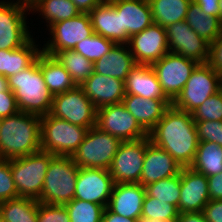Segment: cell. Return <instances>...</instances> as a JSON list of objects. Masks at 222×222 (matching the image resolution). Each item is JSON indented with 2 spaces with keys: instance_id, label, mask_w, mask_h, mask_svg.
Returning <instances> with one entry per match:
<instances>
[{
  "instance_id": "6da1fadb",
  "label": "cell",
  "mask_w": 222,
  "mask_h": 222,
  "mask_svg": "<svg viewBox=\"0 0 222 222\" xmlns=\"http://www.w3.org/2000/svg\"><path fill=\"white\" fill-rule=\"evenodd\" d=\"M148 136L154 145L166 150L183 168L193 163L199 140L191 113L171 105Z\"/></svg>"
},
{
  "instance_id": "7a4b0ae2",
  "label": "cell",
  "mask_w": 222,
  "mask_h": 222,
  "mask_svg": "<svg viewBox=\"0 0 222 222\" xmlns=\"http://www.w3.org/2000/svg\"><path fill=\"white\" fill-rule=\"evenodd\" d=\"M41 150V116L18 112L0 119V159H15Z\"/></svg>"
},
{
  "instance_id": "3957f363",
  "label": "cell",
  "mask_w": 222,
  "mask_h": 222,
  "mask_svg": "<svg viewBox=\"0 0 222 222\" xmlns=\"http://www.w3.org/2000/svg\"><path fill=\"white\" fill-rule=\"evenodd\" d=\"M8 87L16 97L20 112L44 116L49 114L53 94L47 88L36 61L16 75L8 77Z\"/></svg>"
},
{
  "instance_id": "277c9868",
  "label": "cell",
  "mask_w": 222,
  "mask_h": 222,
  "mask_svg": "<svg viewBox=\"0 0 222 222\" xmlns=\"http://www.w3.org/2000/svg\"><path fill=\"white\" fill-rule=\"evenodd\" d=\"M79 166L71 156L55 155L44 178L39 202L64 205L74 199Z\"/></svg>"
},
{
  "instance_id": "5b68a950",
  "label": "cell",
  "mask_w": 222,
  "mask_h": 222,
  "mask_svg": "<svg viewBox=\"0 0 222 222\" xmlns=\"http://www.w3.org/2000/svg\"><path fill=\"white\" fill-rule=\"evenodd\" d=\"M54 156L52 153L40 150L9 160L18 197L40 200L44 178Z\"/></svg>"
},
{
  "instance_id": "8992f818",
  "label": "cell",
  "mask_w": 222,
  "mask_h": 222,
  "mask_svg": "<svg viewBox=\"0 0 222 222\" xmlns=\"http://www.w3.org/2000/svg\"><path fill=\"white\" fill-rule=\"evenodd\" d=\"M88 129L51 116H41V150L57 156H72Z\"/></svg>"
},
{
  "instance_id": "52a82bcc",
  "label": "cell",
  "mask_w": 222,
  "mask_h": 222,
  "mask_svg": "<svg viewBox=\"0 0 222 222\" xmlns=\"http://www.w3.org/2000/svg\"><path fill=\"white\" fill-rule=\"evenodd\" d=\"M122 141L94 126L88 129L72 160L80 168L109 169Z\"/></svg>"
},
{
  "instance_id": "ba28073f",
  "label": "cell",
  "mask_w": 222,
  "mask_h": 222,
  "mask_svg": "<svg viewBox=\"0 0 222 222\" xmlns=\"http://www.w3.org/2000/svg\"><path fill=\"white\" fill-rule=\"evenodd\" d=\"M221 88V76L208 63L198 64L172 105L192 113Z\"/></svg>"
},
{
  "instance_id": "9c48e42d",
  "label": "cell",
  "mask_w": 222,
  "mask_h": 222,
  "mask_svg": "<svg viewBox=\"0 0 222 222\" xmlns=\"http://www.w3.org/2000/svg\"><path fill=\"white\" fill-rule=\"evenodd\" d=\"M49 114L87 129L96 126L97 109L80 86L54 95Z\"/></svg>"
},
{
  "instance_id": "30bf717a",
  "label": "cell",
  "mask_w": 222,
  "mask_h": 222,
  "mask_svg": "<svg viewBox=\"0 0 222 222\" xmlns=\"http://www.w3.org/2000/svg\"><path fill=\"white\" fill-rule=\"evenodd\" d=\"M199 63L168 52L152 64L165 96L173 102Z\"/></svg>"
},
{
  "instance_id": "8fae6325",
  "label": "cell",
  "mask_w": 222,
  "mask_h": 222,
  "mask_svg": "<svg viewBox=\"0 0 222 222\" xmlns=\"http://www.w3.org/2000/svg\"><path fill=\"white\" fill-rule=\"evenodd\" d=\"M26 11L30 8L14 0L0 1V50L19 49L32 38Z\"/></svg>"
},
{
  "instance_id": "7c38bea8",
  "label": "cell",
  "mask_w": 222,
  "mask_h": 222,
  "mask_svg": "<svg viewBox=\"0 0 222 222\" xmlns=\"http://www.w3.org/2000/svg\"><path fill=\"white\" fill-rule=\"evenodd\" d=\"M96 127L117 137L122 142L148 137V133L139 125L122 102L99 108Z\"/></svg>"
},
{
  "instance_id": "4fadbf2b",
  "label": "cell",
  "mask_w": 222,
  "mask_h": 222,
  "mask_svg": "<svg viewBox=\"0 0 222 222\" xmlns=\"http://www.w3.org/2000/svg\"><path fill=\"white\" fill-rule=\"evenodd\" d=\"M48 29L51 39L44 44L42 51L51 56L61 50H73L77 43L94 33L88 13L56 22Z\"/></svg>"
},
{
  "instance_id": "5bb4252c",
  "label": "cell",
  "mask_w": 222,
  "mask_h": 222,
  "mask_svg": "<svg viewBox=\"0 0 222 222\" xmlns=\"http://www.w3.org/2000/svg\"><path fill=\"white\" fill-rule=\"evenodd\" d=\"M145 153L146 137L122 142L108 169L114 183H140Z\"/></svg>"
},
{
  "instance_id": "9a60e30c",
  "label": "cell",
  "mask_w": 222,
  "mask_h": 222,
  "mask_svg": "<svg viewBox=\"0 0 222 222\" xmlns=\"http://www.w3.org/2000/svg\"><path fill=\"white\" fill-rule=\"evenodd\" d=\"M165 29L169 52L199 64L208 62L210 44L194 32L185 20L170 24Z\"/></svg>"
},
{
  "instance_id": "2e32d148",
  "label": "cell",
  "mask_w": 222,
  "mask_h": 222,
  "mask_svg": "<svg viewBox=\"0 0 222 222\" xmlns=\"http://www.w3.org/2000/svg\"><path fill=\"white\" fill-rule=\"evenodd\" d=\"M128 46L136 64L152 65L169 52L165 27L152 23L130 37Z\"/></svg>"
},
{
  "instance_id": "e0dca14e",
  "label": "cell",
  "mask_w": 222,
  "mask_h": 222,
  "mask_svg": "<svg viewBox=\"0 0 222 222\" xmlns=\"http://www.w3.org/2000/svg\"><path fill=\"white\" fill-rule=\"evenodd\" d=\"M114 181L107 169L80 168L74 199L108 206Z\"/></svg>"
},
{
  "instance_id": "ac0fdd59",
  "label": "cell",
  "mask_w": 222,
  "mask_h": 222,
  "mask_svg": "<svg viewBox=\"0 0 222 222\" xmlns=\"http://www.w3.org/2000/svg\"><path fill=\"white\" fill-rule=\"evenodd\" d=\"M180 185L178 212H202L210 201L207 177L191 167H185L180 172Z\"/></svg>"
},
{
  "instance_id": "d6986e66",
  "label": "cell",
  "mask_w": 222,
  "mask_h": 222,
  "mask_svg": "<svg viewBox=\"0 0 222 222\" xmlns=\"http://www.w3.org/2000/svg\"><path fill=\"white\" fill-rule=\"evenodd\" d=\"M121 14L122 44H128L132 35L149 27L153 22L149 0H108Z\"/></svg>"
},
{
  "instance_id": "ffe728a7",
  "label": "cell",
  "mask_w": 222,
  "mask_h": 222,
  "mask_svg": "<svg viewBox=\"0 0 222 222\" xmlns=\"http://www.w3.org/2000/svg\"><path fill=\"white\" fill-rule=\"evenodd\" d=\"M182 168L166 150L154 145L149 136L146 137V153L140 178L142 186L179 175Z\"/></svg>"
},
{
  "instance_id": "44dd1931",
  "label": "cell",
  "mask_w": 222,
  "mask_h": 222,
  "mask_svg": "<svg viewBox=\"0 0 222 222\" xmlns=\"http://www.w3.org/2000/svg\"><path fill=\"white\" fill-rule=\"evenodd\" d=\"M80 87L97 110L104 106L121 103L125 97V84L123 80L95 72Z\"/></svg>"
},
{
  "instance_id": "7402d4cb",
  "label": "cell",
  "mask_w": 222,
  "mask_h": 222,
  "mask_svg": "<svg viewBox=\"0 0 222 222\" xmlns=\"http://www.w3.org/2000/svg\"><path fill=\"white\" fill-rule=\"evenodd\" d=\"M145 187L140 183H116L107 208L114 214L138 219L142 213Z\"/></svg>"
},
{
  "instance_id": "603a6c76",
  "label": "cell",
  "mask_w": 222,
  "mask_h": 222,
  "mask_svg": "<svg viewBox=\"0 0 222 222\" xmlns=\"http://www.w3.org/2000/svg\"><path fill=\"white\" fill-rule=\"evenodd\" d=\"M122 103L139 125L149 133L172 105L169 99H149L125 94Z\"/></svg>"
},
{
  "instance_id": "cb8c5ba5",
  "label": "cell",
  "mask_w": 222,
  "mask_h": 222,
  "mask_svg": "<svg viewBox=\"0 0 222 222\" xmlns=\"http://www.w3.org/2000/svg\"><path fill=\"white\" fill-rule=\"evenodd\" d=\"M125 94L138 95L149 99H168L152 65L137 64L127 75Z\"/></svg>"
},
{
  "instance_id": "d4e9b609",
  "label": "cell",
  "mask_w": 222,
  "mask_h": 222,
  "mask_svg": "<svg viewBox=\"0 0 222 222\" xmlns=\"http://www.w3.org/2000/svg\"><path fill=\"white\" fill-rule=\"evenodd\" d=\"M136 65L128 44H114L106 55L94 62V72L125 81Z\"/></svg>"
},
{
  "instance_id": "484cf974",
  "label": "cell",
  "mask_w": 222,
  "mask_h": 222,
  "mask_svg": "<svg viewBox=\"0 0 222 222\" xmlns=\"http://www.w3.org/2000/svg\"><path fill=\"white\" fill-rule=\"evenodd\" d=\"M95 34L101 35L115 44H122L121 14L105 0L88 13Z\"/></svg>"
},
{
  "instance_id": "4316f807",
  "label": "cell",
  "mask_w": 222,
  "mask_h": 222,
  "mask_svg": "<svg viewBox=\"0 0 222 222\" xmlns=\"http://www.w3.org/2000/svg\"><path fill=\"white\" fill-rule=\"evenodd\" d=\"M33 37L19 49L0 50V74L8 78L31 66L42 52Z\"/></svg>"
},
{
  "instance_id": "83f0119b",
  "label": "cell",
  "mask_w": 222,
  "mask_h": 222,
  "mask_svg": "<svg viewBox=\"0 0 222 222\" xmlns=\"http://www.w3.org/2000/svg\"><path fill=\"white\" fill-rule=\"evenodd\" d=\"M38 64L44 82L53 96L59 93H64L77 86L71 75L54 56L45 54L42 51L38 56Z\"/></svg>"
},
{
  "instance_id": "f1b7e54d",
  "label": "cell",
  "mask_w": 222,
  "mask_h": 222,
  "mask_svg": "<svg viewBox=\"0 0 222 222\" xmlns=\"http://www.w3.org/2000/svg\"><path fill=\"white\" fill-rule=\"evenodd\" d=\"M185 21L194 32L209 44L222 31L220 18L206 14L194 1L188 6Z\"/></svg>"
},
{
  "instance_id": "f546056e",
  "label": "cell",
  "mask_w": 222,
  "mask_h": 222,
  "mask_svg": "<svg viewBox=\"0 0 222 222\" xmlns=\"http://www.w3.org/2000/svg\"><path fill=\"white\" fill-rule=\"evenodd\" d=\"M190 167L206 177L221 173L222 147L214 142L200 141Z\"/></svg>"
},
{
  "instance_id": "4dcf8cb0",
  "label": "cell",
  "mask_w": 222,
  "mask_h": 222,
  "mask_svg": "<svg viewBox=\"0 0 222 222\" xmlns=\"http://www.w3.org/2000/svg\"><path fill=\"white\" fill-rule=\"evenodd\" d=\"M192 0H149L153 22L167 27L185 20Z\"/></svg>"
},
{
  "instance_id": "1f68e13d",
  "label": "cell",
  "mask_w": 222,
  "mask_h": 222,
  "mask_svg": "<svg viewBox=\"0 0 222 222\" xmlns=\"http://www.w3.org/2000/svg\"><path fill=\"white\" fill-rule=\"evenodd\" d=\"M30 11L39 12L47 22V28L52 24L68 20L81 12L71 0H36L30 7Z\"/></svg>"
},
{
  "instance_id": "d6a6232c",
  "label": "cell",
  "mask_w": 222,
  "mask_h": 222,
  "mask_svg": "<svg viewBox=\"0 0 222 222\" xmlns=\"http://www.w3.org/2000/svg\"><path fill=\"white\" fill-rule=\"evenodd\" d=\"M39 201L17 197L0 202V216L8 222H37Z\"/></svg>"
},
{
  "instance_id": "836d02e7",
  "label": "cell",
  "mask_w": 222,
  "mask_h": 222,
  "mask_svg": "<svg viewBox=\"0 0 222 222\" xmlns=\"http://www.w3.org/2000/svg\"><path fill=\"white\" fill-rule=\"evenodd\" d=\"M77 86H80L93 72L94 63L74 50H61L54 55Z\"/></svg>"
},
{
  "instance_id": "e575fe53",
  "label": "cell",
  "mask_w": 222,
  "mask_h": 222,
  "mask_svg": "<svg viewBox=\"0 0 222 222\" xmlns=\"http://www.w3.org/2000/svg\"><path fill=\"white\" fill-rule=\"evenodd\" d=\"M146 194L166 203L173 204L176 208L180 199V174L145 186Z\"/></svg>"
},
{
  "instance_id": "d590c367",
  "label": "cell",
  "mask_w": 222,
  "mask_h": 222,
  "mask_svg": "<svg viewBox=\"0 0 222 222\" xmlns=\"http://www.w3.org/2000/svg\"><path fill=\"white\" fill-rule=\"evenodd\" d=\"M68 211L70 222H102L103 205L73 199L64 204Z\"/></svg>"
},
{
  "instance_id": "8d00e7d4",
  "label": "cell",
  "mask_w": 222,
  "mask_h": 222,
  "mask_svg": "<svg viewBox=\"0 0 222 222\" xmlns=\"http://www.w3.org/2000/svg\"><path fill=\"white\" fill-rule=\"evenodd\" d=\"M115 43L101 35L93 33L75 45V52L81 54L93 63L106 55Z\"/></svg>"
},
{
  "instance_id": "74e56055",
  "label": "cell",
  "mask_w": 222,
  "mask_h": 222,
  "mask_svg": "<svg viewBox=\"0 0 222 222\" xmlns=\"http://www.w3.org/2000/svg\"><path fill=\"white\" fill-rule=\"evenodd\" d=\"M178 214L179 212L173 204L166 203L145 194L141 216L165 221H176Z\"/></svg>"
},
{
  "instance_id": "f35d334b",
  "label": "cell",
  "mask_w": 222,
  "mask_h": 222,
  "mask_svg": "<svg viewBox=\"0 0 222 222\" xmlns=\"http://www.w3.org/2000/svg\"><path fill=\"white\" fill-rule=\"evenodd\" d=\"M191 114L195 122L222 121V88L206 99Z\"/></svg>"
},
{
  "instance_id": "ab89813d",
  "label": "cell",
  "mask_w": 222,
  "mask_h": 222,
  "mask_svg": "<svg viewBox=\"0 0 222 222\" xmlns=\"http://www.w3.org/2000/svg\"><path fill=\"white\" fill-rule=\"evenodd\" d=\"M17 197L18 193L13 181L10 161L0 159V202Z\"/></svg>"
},
{
  "instance_id": "60d3db41",
  "label": "cell",
  "mask_w": 222,
  "mask_h": 222,
  "mask_svg": "<svg viewBox=\"0 0 222 222\" xmlns=\"http://www.w3.org/2000/svg\"><path fill=\"white\" fill-rule=\"evenodd\" d=\"M37 222H70V218L64 205L39 202Z\"/></svg>"
},
{
  "instance_id": "b9f144b4",
  "label": "cell",
  "mask_w": 222,
  "mask_h": 222,
  "mask_svg": "<svg viewBox=\"0 0 222 222\" xmlns=\"http://www.w3.org/2000/svg\"><path fill=\"white\" fill-rule=\"evenodd\" d=\"M195 125L199 142H214L222 147V121H199Z\"/></svg>"
},
{
  "instance_id": "7bdbcfd3",
  "label": "cell",
  "mask_w": 222,
  "mask_h": 222,
  "mask_svg": "<svg viewBox=\"0 0 222 222\" xmlns=\"http://www.w3.org/2000/svg\"><path fill=\"white\" fill-rule=\"evenodd\" d=\"M220 76H222V31L210 44L207 62Z\"/></svg>"
},
{
  "instance_id": "ee69618b",
  "label": "cell",
  "mask_w": 222,
  "mask_h": 222,
  "mask_svg": "<svg viewBox=\"0 0 222 222\" xmlns=\"http://www.w3.org/2000/svg\"><path fill=\"white\" fill-rule=\"evenodd\" d=\"M19 112L16 97L12 91L0 93V119L15 115Z\"/></svg>"
},
{
  "instance_id": "f6af8a7d",
  "label": "cell",
  "mask_w": 222,
  "mask_h": 222,
  "mask_svg": "<svg viewBox=\"0 0 222 222\" xmlns=\"http://www.w3.org/2000/svg\"><path fill=\"white\" fill-rule=\"evenodd\" d=\"M202 212L207 222H222V200H210Z\"/></svg>"
},
{
  "instance_id": "bcb514c9",
  "label": "cell",
  "mask_w": 222,
  "mask_h": 222,
  "mask_svg": "<svg viewBox=\"0 0 222 222\" xmlns=\"http://www.w3.org/2000/svg\"><path fill=\"white\" fill-rule=\"evenodd\" d=\"M210 200H222V172L207 177Z\"/></svg>"
},
{
  "instance_id": "7dc6e473",
  "label": "cell",
  "mask_w": 222,
  "mask_h": 222,
  "mask_svg": "<svg viewBox=\"0 0 222 222\" xmlns=\"http://www.w3.org/2000/svg\"><path fill=\"white\" fill-rule=\"evenodd\" d=\"M202 11L211 16L219 18V0H192Z\"/></svg>"
},
{
  "instance_id": "c3c4849f",
  "label": "cell",
  "mask_w": 222,
  "mask_h": 222,
  "mask_svg": "<svg viewBox=\"0 0 222 222\" xmlns=\"http://www.w3.org/2000/svg\"><path fill=\"white\" fill-rule=\"evenodd\" d=\"M81 13L91 12L97 5H100L105 0H71Z\"/></svg>"
},
{
  "instance_id": "681fc988",
  "label": "cell",
  "mask_w": 222,
  "mask_h": 222,
  "mask_svg": "<svg viewBox=\"0 0 222 222\" xmlns=\"http://www.w3.org/2000/svg\"><path fill=\"white\" fill-rule=\"evenodd\" d=\"M177 222H207L203 212H185L179 213Z\"/></svg>"
},
{
  "instance_id": "f907efd6",
  "label": "cell",
  "mask_w": 222,
  "mask_h": 222,
  "mask_svg": "<svg viewBox=\"0 0 222 222\" xmlns=\"http://www.w3.org/2000/svg\"><path fill=\"white\" fill-rule=\"evenodd\" d=\"M102 222H137V219H131L114 214L106 207L102 214Z\"/></svg>"
},
{
  "instance_id": "816d5d0a",
  "label": "cell",
  "mask_w": 222,
  "mask_h": 222,
  "mask_svg": "<svg viewBox=\"0 0 222 222\" xmlns=\"http://www.w3.org/2000/svg\"><path fill=\"white\" fill-rule=\"evenodd\" d=\"M4 91H11L8 87V78L0 74V93Z\"/></svg>"
},
{
  "instance_id": "f5cc1de1",
  "label": "cell",
  "mask_w": 222,
  "mask_h": 222,
  "mask_svg": "<svg viewBox=\"0 0 222 222\" xmlns=\"http://www.w3.org/2000/svg\"><path fill=\"white\" fill-rule=\"evenodd\" d=\"M137 222H175V221H165V220H159L157 218H148L145 216H140L137 219Z\"/></svg>"
},
{
  "instance_id": "db71d44e",
  "label": "cell",
  "mask_w": 222,
  "mask_h": 222,
  "mask_svg": "<svg viewBox=\"0 0 222 222\" xmlns=\"http://www.w3.org/2000/svg\"><path fill=\"white\" fill-rule=\"evenodd\" d=\"M35 1L36 0H16V3L25 5L30 8L35 3Z\"/></svg>"
},
{
  "instance_id": "11a10c76",
  "label": "cell",
  "mask_w": 222,
  "mask_h": 222,
  "mask_svg": "<svg viewBox=\"0 0 222 222\" xmlns=\"http://www.w3.org/2000/svg\"><path fill=\"white\" fill-rule=\"evenodd\" d=\"M219 18L222 21V0H219Z\"/></svg>"
},
{
  "instance_id": "9f6ffc18",
  "label": "cell",
  "mask_w": 222,
  "mask_h": 222,
  "mask_svg": "<svg viewBox=\"0 0 222 222\" xmlns=\"http://www.w3.org/2000/svg\"><path fill=\"white\" fill-rule=\"evenodd\" d=\"M0 222H8V221L5 220L3 217L0 216Z\"/></svg>"
}]
</instances>
